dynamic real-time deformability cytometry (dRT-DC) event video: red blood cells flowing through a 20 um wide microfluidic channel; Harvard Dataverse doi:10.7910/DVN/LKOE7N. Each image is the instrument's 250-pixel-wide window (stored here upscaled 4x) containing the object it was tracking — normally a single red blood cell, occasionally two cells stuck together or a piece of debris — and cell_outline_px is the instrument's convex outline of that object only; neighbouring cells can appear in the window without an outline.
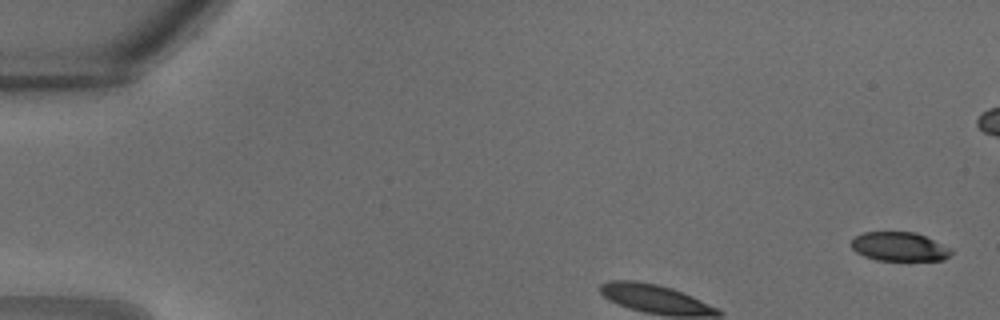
{"species": "common noctule bat (a hibernating species)", "species_latin": "Nyctalus noctula", "temperature_condition": "warm", "stored_images_in_passage": 6, "camera_frame_rate_fps": 3000, "um_per_image_px": 0.085, "animal": {"sex": "male", "body_mass_g": 18.8}, "frame": {"image": 1, "passage_image": 1, "time_ms": 0.0, "image_size_px": [1000, 320], "cell_outline_px": [[952, 252], [944, 260], [876, 260], [864, 256], [856, 252], [852, 248], [852, 240], [856, 236], [864, 232], [916, 232], [948, 248]], "centroid_in_image_um": [76.4, 20.97], "position_along_channel_um": 8.6, "area_um2": 16.53}}